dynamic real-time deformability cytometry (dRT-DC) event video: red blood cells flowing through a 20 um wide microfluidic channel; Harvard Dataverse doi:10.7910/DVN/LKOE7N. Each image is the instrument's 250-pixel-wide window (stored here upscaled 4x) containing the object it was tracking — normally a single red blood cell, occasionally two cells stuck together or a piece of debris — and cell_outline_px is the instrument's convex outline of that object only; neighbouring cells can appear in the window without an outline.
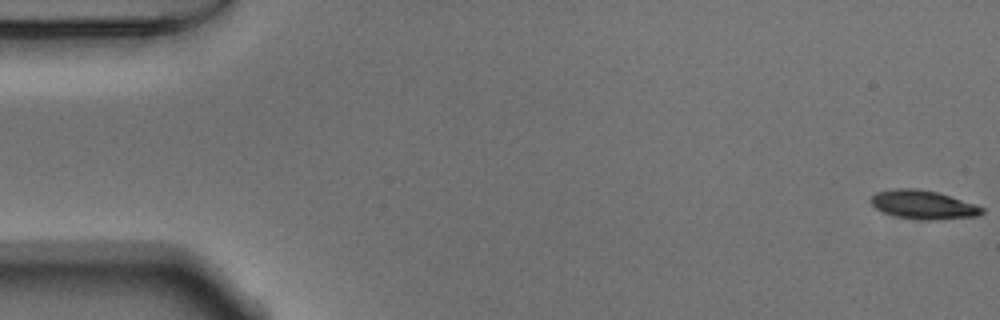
{"species": "Egyptian fruit bat (a non-hibernating species)", "species_latin": "Rousettus aegyptiacus", "temperature_condition": "warm", "stored_images_in_passage": 54, "camera_frame_rate_fps": 3000, "um_per_image_px": 0.085, "animal": {"sex": "male"}, "frame": {"image": 1, "passage_image": 1, "time_ms": 0.0, "image_size_px": [1000, 320], "cell_outline_px": [[984, 212], [976, 216], [932, 220], [924, 220], [896, 216], [884, 212], [876, 208], [868, 200], [876, 192], [892, 188], [916, 188], [936, 192], [976, 204], [984, 208]], "centroid_in_image_um": [78.45, 17.39], "position_along_channel_um": 6.6, "area_um2": 18.5}}
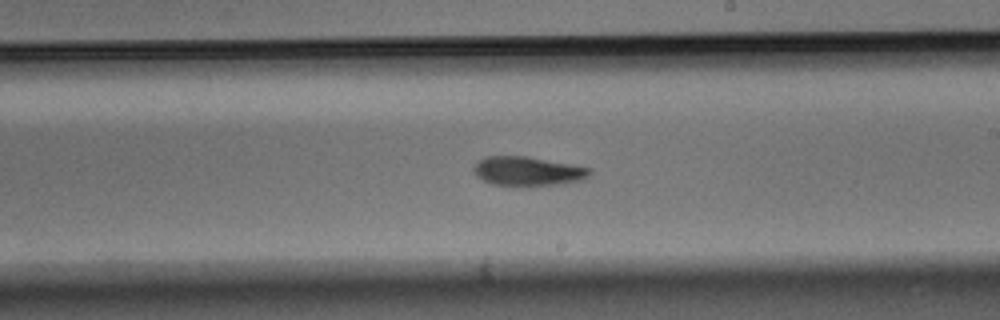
{"frame": {"image": 2, "passage_image": 31, "time_ms": 10.0, "image_size_px": [1000, 320], "cell_outline_px": [[592, 172], [584, 180], [560, 184], [492, 184], [476, 176], [472, 168], [476, 160], [484, 156], [528, 156], [592, 168]], "centroid_in_image_um": [44.85, 14.51], "position_along_channel_um": 244.2, "area_um2": 19.54}}
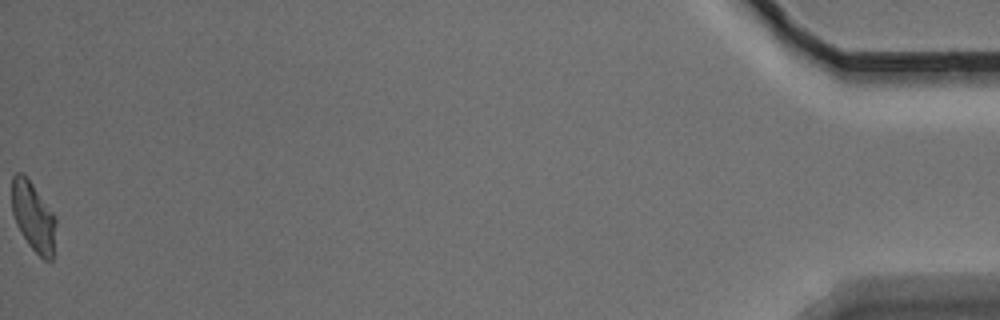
{"frame": {"image": 3, "passage_image": 54, "time_ms": 17.667, "image_size_px": [1000, 320], "cell_outline_px": [[56, 224], [52, 260], [44, 260], [28, 244], [16, 224], [12, 212], [12, 176], [16, 172], [24, 172], [52, 212], [56, 220]], "centroid_in_image_um": [2.81, 18.39], "position_along_channel_um": 432.4, "area_um2": 17.69}, "authors_computed_cell_mechanics": {"area_um2": 19.363, "velocity_mm_per_s": 3.7887, "shape_relaxation_time_tau1_ms": 4.7264, "shape_relaxation_time_tau2_ms": 3.7176, "deformation_change_tau1": 0.1645, "deformation_change_tau2": 0.1193}}